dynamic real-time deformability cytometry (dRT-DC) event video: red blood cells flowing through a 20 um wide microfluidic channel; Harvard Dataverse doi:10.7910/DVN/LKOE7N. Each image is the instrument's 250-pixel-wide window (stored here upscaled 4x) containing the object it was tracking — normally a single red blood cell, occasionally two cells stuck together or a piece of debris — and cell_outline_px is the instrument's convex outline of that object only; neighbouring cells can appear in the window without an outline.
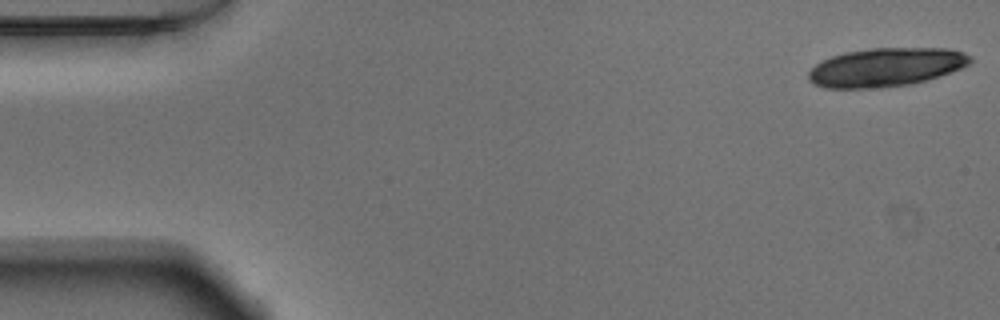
{"species": "Egyptian fruit bat (a non-hibernating species)", "species_latin": "Rousettus aegyptiacus", "temperature_condition": "warm", "stored_images_in_passage": 17, "camera_frame_rate_fps": 3000, "um_per_image_px": 0.085, "animal": {"sex": "male"}, "frame": {"image": 1, "passage_image": 1, "time_ms": 0.0, "image_size_px": [1000, 320], "cell_outline_px": [[972, 60], [968, 64], [960, 68], [928, 80], [908, 84], [880, 88], [824, 88], [812, 84], [808, 80], [808, 72], [816, 64], [832, 56], [844, 52], [872, 48], [948, 48], [964, 52], [972, 56]], "centroid_in_image_um": [75.29, 5.71], "position_along_channel_um": 9.7, "area_um2": 36.47}}